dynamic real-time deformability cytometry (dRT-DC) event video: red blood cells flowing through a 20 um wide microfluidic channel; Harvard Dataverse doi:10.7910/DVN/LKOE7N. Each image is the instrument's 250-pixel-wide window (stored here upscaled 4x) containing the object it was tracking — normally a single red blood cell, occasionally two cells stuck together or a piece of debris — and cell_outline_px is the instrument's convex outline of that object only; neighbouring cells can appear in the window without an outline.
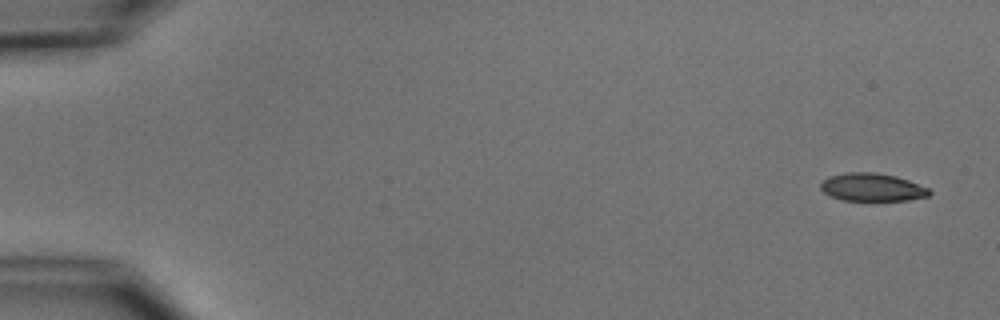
{"species": "common noctule bat (a hibernating species)", "species_latin": "Nyctalus noctula", "temperature_condition": "cold", "stored_images_in_passage": 4, "camera_frame_rate_fps": 3000, "um_per_image_px": 0.085, "animal": {"sex": "male", "body_mass_g": 15.6}, "frame": {"image": 1, "passage_image": 1, "time_ms": 0.0, "image_size_px": [1000, 320], "cell_outline_px": [[932, 192], [928, 196], [908, 200], [872, 204], [844, 200], [832, 196], [824, 192], [820, 188], [820, 184], [828, 176], [848, 172], [876, 172], [896, 176], [908, 180], [928, 188]], "centroid_in_image_um": [74.14, 15.96], "position_along_channel_um": 10.9, "area_um2": 18.5}}